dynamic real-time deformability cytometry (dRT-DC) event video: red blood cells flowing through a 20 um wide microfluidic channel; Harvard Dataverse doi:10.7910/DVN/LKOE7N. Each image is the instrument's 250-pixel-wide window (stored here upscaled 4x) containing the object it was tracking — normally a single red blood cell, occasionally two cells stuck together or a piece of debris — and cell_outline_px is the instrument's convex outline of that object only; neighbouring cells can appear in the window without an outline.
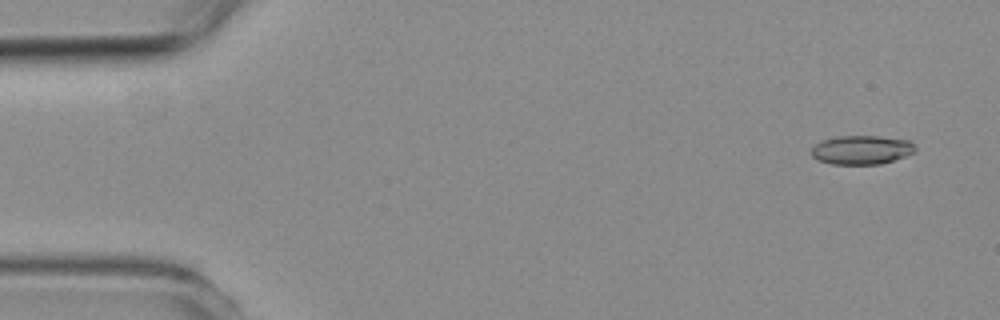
{"species": "common noctule bat (a hibernating species)", "species_latin": "Nyctalus noctula", "temperature_condition": "room temperature", "stored_images_in_passage": 7, "camera_frame_rate_fps": 3000, "um_per_image_px": 0.085, "animal": {"sex": "female", "body_mass_g": 19.3, "forearm_length_mm": 54.1}, "frame": {"image": 1, "passage_image": 1, "time_ms": 0.0, "image_size_px": [1000, 320], "cell_outline_px": [[916, 148], [912, 152], [904, 156], [880, 164], [832, 164], [820, 160], [812, 156], [812, 148], [816, 144], [824, 140], [836, 136], [880, 136], [908, 140]], "centroid_in_image_um": [73.22, 12.73], "position_along_channel_um": 11.8, "area_um2": 17.17}}
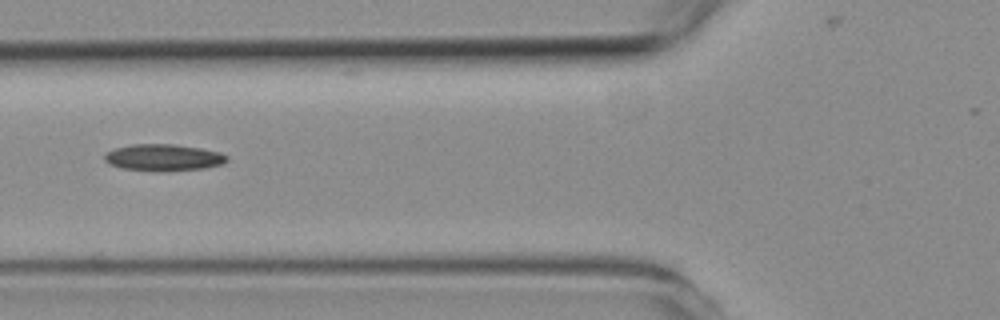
{"frame": {"image": 2, "passage_image": 6, "time_ms": 5.667, "image_size_px": [1000, 320], "cell_outline_px": [[228, 160], [220, 164], [204, 168], [156, 172], [124, 168], [108, 164], [104, 160], [104, 152], [116, 148], [132, 144], [176, 144], [200, 148], [220, 152], [228, 156]], "centroid_in_image_um": [13.86, 13.39], "position_along_channel_um": 111.9, "area_um2": 19.13}}
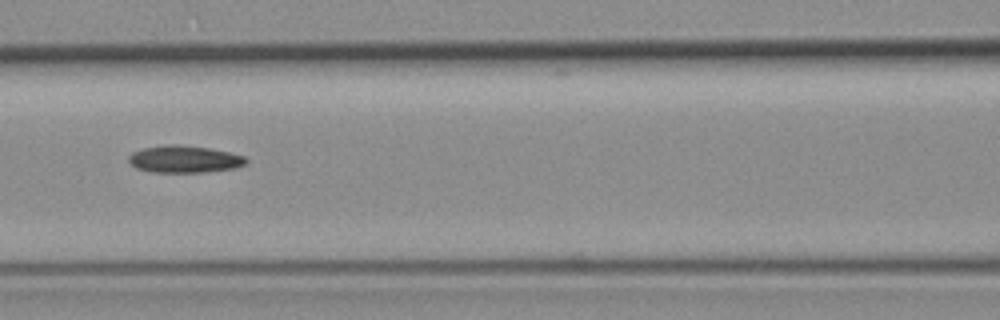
{"frame": {"image": 3, "passage_image": 7, "time_ms": 6.667, "image_size_px": [1000, 320], "cell_outline_px": [[248, 160], [244, 164], [236, 168], [204, 172], [152, 172], [136, 168], [128, 160], [128, 156], [132, 152], [144, 148], [172, 144], [180, 144], [208, 148], [228, 152], [244, 156]], "centroid_in_image_um": [15.66, 13.53], "position_along_channel_um": 150.9, "area_um2": 18.44}}